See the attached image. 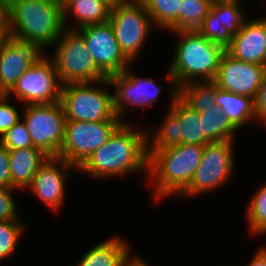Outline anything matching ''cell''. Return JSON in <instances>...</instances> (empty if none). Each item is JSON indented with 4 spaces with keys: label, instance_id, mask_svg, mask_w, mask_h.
Masks as SVG:
<instances>
[{
    "label": "cell",
    "instance_id": "cell-24",
    "mask_svg": "<svg viewBox=\"0 0 266 266\" xmlns=\"http://www.w3.org/2000/svg\"><path fill=\"white\" fill-rule=\"evenodd\" d=\"M178 98L193 111L202 113L216 106V84L213 81L185 83L178 87Z\"/></svg>",
    "mask_w": 266,
    "mask_h": 266
},
{
    "label": "cell",
    "instance_id": "cell-27",
    "mask_svg": "<svg viewBox=\"0 0 266 266\" xmlns=\"http://www.w3.org/2000/svg\"><path fill=\"white\" fill-rule=\"evenodd\" d=\"M242 0H214L212 9L220 17L221 25L227 31L235 36L239 29L244 26V23L249 18L244 7H242ZM247 15V16H246Z\"/></svg>",
    "mask_w": 266,
    "mask_h": 266
},
{
    "label": "cell",
    "instance_id": "cell-15",
    "mask_svg": "<svg viewBox=\"0 0 266 266\" xmlns=\"http://www.w3.org/2000/svg\"><path fill=\"white\" fill-rule=\"evenodd\" d=\"M69 171L78 174V168L65 160L49 157L38 169L26 191L32 192L35 198H38L52 213L60 212L67 195L66 183L67 178H70Z\"/></svg>",
    "mask_w": 266,
    "mask_h": 266
},
{
    "label": "cell",
    "instance_id": "cell-9",
    "mask_svg": "<svg viewBox=\"0 0 266 266\" xmlns=\"http://www.w3.org/2000/svg\"><path fill=\"white\" fill-rule=\"evenodd\" d=\"M109 22L121 52L132 65L140 58L152 31H158L140 0L113 4Z\"/></svg>",
    "mask_w": 266,
    "mask_h": 266
},
{
    "label": "cell",
    "instance_id": "cell-20",
    "mask_svg": "<svg viewBox=\"0 0 266 266\" xmlns=\"http://www.w3.org/2000/svg\"><path fill=\"white\" fill-rule=\"evenodd\" d=\"M61 2L64 25L67 29L77 30L109 20L112 4L107 0H61ZM70 18L73 21H70Z\"/></svg>",
    "mask_w": 266,
    "mask_h": 266
},
{
    "label": "cell",
    "instance_id": "cell-6",
    "mask_svg": "<svg viewBox=\"0 0 266 266\" xmlns=\"http://www.w3.org/2000/svg\"><path fill=\"white\" fill-rule=\"evenodd\" d=\"M111 88L108 79L63 84L61 103L66 121H122L115 113Z\"/></svg>",
    "mask_w": 266,
    "mask_h": 266
},
{
    "label": "cell",
    "instance_id": "cell-4",
    "mask_svg": "<svg viewBox=\"0 0 266 266\" xmlns=\"http://www.w3.org/2000/svg\"><path fill=\"white\" fill-rule=\"evenodd\" d=\"M176 38L171 62L167 66L177 87L188 82L214 81L225 49L197 30L168 32Z\"/></svg>",
    "mask_w": 266,
    "mask_h": 266
},
{
    "label": "cell",
    "instance_id": "cell-16",
    "mask_svg": "<svg viewBox=\"0 0 266 266\" xmlns=\"http://www.w3.org/2000/svg\"><path fill=\"white\" fill-rule=\"evenodd\" d=\"M47 54L37 43L12 36L0 49V94H7L24 72Z\"/></svg>",
    "mask_w": 266,
    "mask_h": 266
},
{
    "label": "cell",
    "instance_id": "cell-32",
    "mask_svg": "<svg viewBox=\"0 0 266 266\" xmlns=\"http://www.w3.org/2000/svg\"><path fill=\"white\" fill-rule=\"evenodd\" d=\"M11 98L7 94H0V137L11 129L17 122L21 120L22 109L16 107L15 103H11Z\"/></svg>",
    "mask_w": 266,
    "mask_h": 266
},
{
    "label": "cell",
    "instance_id": "cell-14",
    "mask_svg": "<svg viewBox=\"0 0 266 266\" xmlns=\"http://www.w3.org/2000/svg\"><path fill=\"white\" fill-rule=\"evenodd\" d=\"M77 31L83 36L97 67L107 77L123 72L132 64L121 52L109 20L84 26Z\"/></svg>",
    "mask_w": 266,
    "mask_h": 266
},
{
    "label": "cell",
    "instance_id": "cell-7",
    "mask_svg": "<svg viewBox=\"0 0 266 266\" xmlns=\"http://www.w3.org/2000/svg\"><path fill=\"white\" fill-rule=\"evenodd\" d=\"M235 140L210 142L203 147L200 164L190 184L177 196L180 200L217 191L234 179ZM219 188V189H218Z\"/></svg>",
    "mask_w": 266,
    "mask_h": 266
},
{
    "label": "cell",
    "instance_id": "cell-23",
    "mask_svg": "<svg viewBox=\"0 0 266 266\" xmlns=\"http://www.w3.org/2000/svg\"><path fill=\"white\" fill-rule=\"evenodd\" d=\"M153 25L163 33L180 30L181 0H140Z\"/></svg>",
    "mask_w": 266,
    "mask_h": 266
},
{
    "label": "cell",
    "instance_id": "cell-25",
    "mask_svg": "<svg viewBox=\"0 0 266 266\" xmlns=\"http://www.w3.org/2000/svg\"><path fill=\"white\" fill-rule=\"evenodd\" d=\"M202 120V133L210 142L235 140L239 130L217 107L199 113Z\"/></svg>",
    "mask_w": 266,
    "mask_h": 266
},
{
    "label": "cell",
    "instance_id": "cell-17",
    "mask_svg": "<svg viewBox=\"0 0 266 266\" xmlns=\"http://www.w3.org/2000/svg\"><path fill=\"white\" fill-rule=\"evenodd\" d=\"M265 68L264 65L237 60L225 51L213 82L219 89L255 99Z\"/></svg>",
    "mask_w": 266,
    "mask_h": 266
},
{
    "label": "cell",
    "instance_id": "cell-19",
    "mask_svg": "<svg viewBox=\"0 0 266 266\" xmlns=\"http://www.w3.org/2000/svg\"><path fill=\"white\" fill-rule=\"evenodd\" d=\"M120 235H110L90 247L72 266H125L128 257L134 252L131 243Z\"/></svg>",
    "mask_w": 266,
    "mask_h": 266
},
{
    "label": "cell",
    "instance_id": "cell-40",
    "mask_svg": "<svg viewBox=\"0 0 266 266\" xmlns=\"http://www.w3.org/2000/svg\"><path fill=\"white\" fill-rule=\"evenodd\" d=\"M109 3L113 4H118V3H122V2H127L130 0H107Z\"/></svg>",
    "mask_w": 266,
    "mask_h": 266
},
{
    "label": "cell",
    "instance_id": "cell-30",
    "mask_svg": "<svg viewBox=\"0 0 266 266\" xmlns=\"http://www.w3.org/2000/svg\"><path fill=\"white\" fill-rule=\"evenodd\" d=\"M197 31L209 41L222 46L224 49L231 44L233 38L227 29L221 25L220 17L212 8Z\"/></svg>",
    "mask_w": 266,
    "mask_h": 266
},
{
    "label": "cell",
    "instance_id": "cell-1",
    "mask_svg": "<svg viewBox=\"0 0 266 266\" xmlns=\"http://www.w3.org/2000/svg\"><path fill=\"white\" fill-rule=\"evenodd\" d=\"M148 161L146 128H138L137 123H122L78 168V174L104 181L143 173L147 182Z\"/></svg>",
    "mask_w": 266,
    "mask_h": 266
},
{
    "label": "cell",
    "instance_id": "cell-26",
    "mask_svg": "<svg viewBox=\"0 0 266 266\" xmlns=\"http://www.w3.org/2000/svg\"><path fill=\"white\" fill-rule=\"evenodd\" d=\"M253 194L244 212L248 224L247 229L250 236L263 238L262 236L266 235V182Z\"/></svg>",
    "mask_w": 266,
    "mask_h": 266
},
{
    "label": "cell",
    "instance_id": "cell-37",
    "mask_svg": "<svg viewBox=\"0 0 266 266\" xmlns=\"http://www.w3.org/2000/svg\"><path fill=\"white\" fill-rule=\"evenodd\" d=\"M245 266H266V245H260V248L256 250V253Z\"/></svg>",
    "mask_w": 266,
    "mask_h": 266
},
{
    "label": "cell",
    "instance_id": "cell-35",
    "mask_svg": "<svg viewBox=\"0 0 266 266\" xmlns=\"http://www.w3.org/2000/svg\"><path fill=\"white\" fill-rule=\"evenodd\" d=\"M0 186L12 188L9 150L0 144Z\"/></svg>",
    "mask_w": 266,
    "mask_h": 266
},
{
    "label": "cell",
    "instance_id": "cell-29",
    "mask_svg": "<svg viewBox=\"0 0 266 266\" xmlns=\"http://www.w3.org/2000/svg\"><path fill=\"white\" fill-rule=\"evenodd\" d=\"M28 227L22 221H0V261L6 260L16 252L20 237Z\"/></svg>",
    "mask_w": 266,
    "mask_h": 266
},
{
    "label": "cell",
    "instance_id": "cell-18",
    "mask_svg": "<svg viewBox=\"0 0 266 266\" xmlns=\"http://www.w3.org/2000/svg\"><path fill=\"white\" fill-rule=\"evenodd\" d=\"M225 51L237 60L266 66V16L248 18Z\"/></svg>",
    "mask_w": 266,
    "mask_h": 266
},
{
    "label": "cell",
    "instance_id": "cell-12",
    "mask_svg": "<svg viewBox=\"0 0 266 266\" xmlns=\"http://www.w3.org/2000/svg\"><path fill=\"white\" fill-rule=\"evenodd\" d=\"M62 87L54 61L46 55L24 72L7 95L21 106L56 103L61 102Z\"/></svg>",
    "mask_w": 266,
    "mask_h": 266
},
{
    "label": "cell",
    "instance_id": "cell-39",
    "mask_svg": "<svg viewBox=\"0 0 266 266\" xmlns=\"http://www.w3.org/2000/svg\"><path fill=\"white\" fill-rule=\"evenodd\" d=\"M5 11V0H0V15Z\"/></svg>",
    "mask_w": 266,
    "mask_h": 266
},
{
    "label": "cell",
    "instance_id": "cell-2",
    "mask_svg": "<svg viewBox=\"0 0 266 266\" xmlns=\"http://www.w3.org/2000/svg\"><path fill=\"white\" fill-rule=\"evenodd\" d=\"M13 37L49 50L65 29L61 0H5Z\"/></svg>",
    "mask_w": 266,
    "mask_h": 266
},
{
    "label": "cell",
    "instance_id": "cell-11",
    "mask_svg": "<svg viewBox=\"0 0 266 266\" xmlns=\"http://www.w3.org/2000/svg\"><path fill=\"white\" fill-rule=\"evenodd\" d=\"M122 123V121H66L64 140L57 157L79 168L108 141Z\"/></svg>",
    "mask_w": 266,
    "mask_h": 266
},
{
    "label": "cell",
    "instance_id": "cell-28",
    "mask_svg": "<svg viewBox=\"0 0 266 266\" xmlns=\"http://www.w3.org/2000/svg\"><path fill=\"white\" fill-rule=\"evenodd\" d=\"M214 0H181L180 30H197L209 13Z\"/></svg>",
    "mask_w": 266,
    "mask_h": 266
},
{
    "label": "cell",
    "instance_id": "cell-33",
    "mask_svg": "<svg viewBox=\"0 0 266 266\" xmlns=\"http://www.w3.org/2000/svg\"><path fill=\"white\" fill-rule=\"evenodd\" d=\"M17 191L20 192L17 189L0 186V221H22L14 198V192L16 194Z\"/></svg>",
    "mask_w": 266,
    "mask_h": 266
},
{
    "label": "cell",
    "instance_id": "cell-36",
    "mask_svg": "<svg viewBox=\"0 0 266 266\" xmlns=\"http://www.w3.org/2000/svg\"><path fill=\"white\" fill-rule=\"evenodd\" d=\"M11 37L10 20L8 13L5 10L0 15V49L10 41Z\"/></svg>",
    "mask_w": 266,
    "mask_h": 266
},
{
    "label": "cell",
    "instance_id": "cell-13",
    "mask_svg": "<svg viewBox=\"0 0 266 266\" xmlns=\"http://www.w3.org/2000/svg\"><path fill=\"white\" fill-rule=\"evenodd\" d=\"M129 65L123 72L108 77L113 92V106L116 115L123 123H133L124 118L127 112L134 108H151L156 105L160 92H163L160 84L149 77H141L132 72Z\"/></svg>",
    "mask_w": 266,
    "mask_h": 266
},
{
    "label": "cell",
    "instance_id": "cell-22",
    "mask_svg": "<svg viewBox=\"0 0 266 266\" xmlns=\"http://www.w3.org/2000/svg\"><path fill=\"white\" fill-rule=\"evenodd\" d=\"M216 106L239 131L257 122L254 99L249 96L230 93L216 86Z\"/></svg>",
    "mask_w": 266,
    "mask_h": 266
},
{
    "label": "cell",
    "instance_id": "cell-3",
    "mask_svg": "<svg viewBox=\"0 0 266 266\" xmlns=\"http://www.w3.org/2000/svg\"><path fill=\"white\" fill-rule=\"evenodd\" d=\"M201 145L179 144L158 151H148L147 186L154 201L178 196L191 182L202 157Z\"/></svg>",
    "mask_w": 266,
    "mask_h": 266
},
{
    "label": "cell",
    "instance_id": "cell-31",
    "mask_svg": "<svg viewBox=\"0 0 266 266\" xmlns=\"http://www.w3.org/2000/svg\"><path fill=\"white\" fill-rule=\"evenodd\" d=\"M0 144L8 150L34 147L27 127L22 119L0 137Z\"/></svg>",
    "mask_w": 266,
    "mask_h": 266
},
{
    "label": "cell",
    "instance_id": "cell-34",
    "mask_svg": "<svg viewBox=\"0 0 266 266\" xmlns=\"http://www.w3.org/2000/svg\"><path fill=\"white\" fill-rule=\"evenodd\" d=\"M254 109L257 117V122L263 124L266 127V68L257 96L254 99Z\"/></svg>",
    "mask_w": 266,
    "mask_h": 266
},
{
    "label": "cell",
    "instance_id": "cell-10",
    "mask_svg": "<svg viewBox=\"0 0 266 266\" xmlns=\"http://www.w3.org/2000/svg\"><path fill=\"white\" fill-rule=\"evenodd\" d=\"M22 117L34 147L57 157L64 140L65 112L61 102L22 106Z\"/></svg>",
    "mask_w": 266,
    "mask_h": 266
},
{
    "label": "cell",
    "instance_id": "cell-5",
    "mask_svg": "<svg viewBox=\"0 0 266 266\" xmlns=\"http://www.w3.org/2000/svg\"><path fill=\"white\" fill-rule=\"evenodd\" d=\"M165 75L166 81L170 83V100L167 102L163 121H160L157 127L147 129L148 151L163 150L179 144L207 145L210 141L202 133L199 113L178 98V87L169 69Z\"/></svg>",
    "mask_w": 266,
    "mask_h": 266
},
{
    "label": "cell",
    "instance_id": "cell-38",
    "mask_svg": "<svg viewBox=\"0 0 266 266\" xmlns=\"http://www.w3.org/2000/svg\"><path fill=\"white\" fill-rule=\"evenodd\" d=\"M125 266H152V265L149 264L144 257H141V255H139L138 253L135 254L134 252V254L132 253L128 257Z\"/></svg>",
    "mask_w": 266,
    "mask_h": 266
},
{
    "label": "cell",
    "instance_id": "cell-21",
    "mask_svg": "<svg viewBox=\"0 0 266 266\" xmlns=\"http://www.w3.org/2000/svg\"><path fill=\"white\" fill-rule=\"evenodd\" d=\"M9 154L12 188L26 191L49 156L37 147L9 150Z\"/></svg>",
    "mask_w": 266,
    "mask_h": 266
},
{
    "label": "cell",
    "instance_id": "cell-8",
    "mask_svg": "<svg viewBox=\"0 0 266 266\" xmlns=\"http://www.w3.org/2000/svg\"><path fill=\"white\" fill-rule=\"evenodd\" d=\"M53 48L49 56L63 84L108 79L97 67L83 36L76 29L65 28Z\"/></svg>",
    "mask_w": 266,
    "mask_h": 266
}]
</instances>
